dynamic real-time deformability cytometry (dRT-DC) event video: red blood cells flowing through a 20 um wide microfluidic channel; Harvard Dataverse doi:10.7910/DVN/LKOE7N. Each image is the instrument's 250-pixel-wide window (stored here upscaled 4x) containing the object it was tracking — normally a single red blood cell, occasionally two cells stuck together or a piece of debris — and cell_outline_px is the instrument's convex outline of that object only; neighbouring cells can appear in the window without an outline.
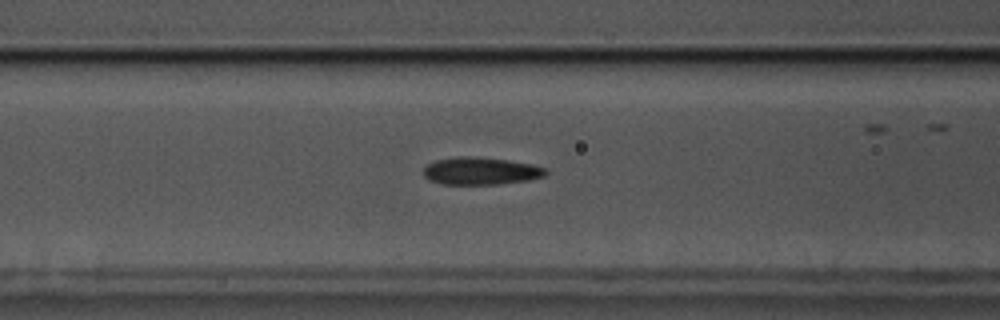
{"species": "common noctule bat (a hibernating species)", "species_latin": "Nyctalus noctula", "temperature_condition": "cold", "stored_images_in_passage": 59, "camera_frame_rate_fps": 3000, "um_per_image_px": 0.085, "animal": {"sex": "male", "body_mass_g": 17.5, "forearm_length_mm": 52.3}, "frame": {"image": 1, "passage_image": 23, "time_ms": 7.333, "image_size_px": [1000, 320], "cell_outline_px": [[548, 172], [544, 176], [528, 180], [496, 184], [444, 184], [428, 180], [424, 176], [424, 168], [428, 164], [436, 160], [456, 156], [476, 156], [508, 160], [532, 164], [548, 168]], "centroid_in_image_um": [40.87, 14.52], "position_along_channel_um": 125.7, "area_um2": 19.65}}
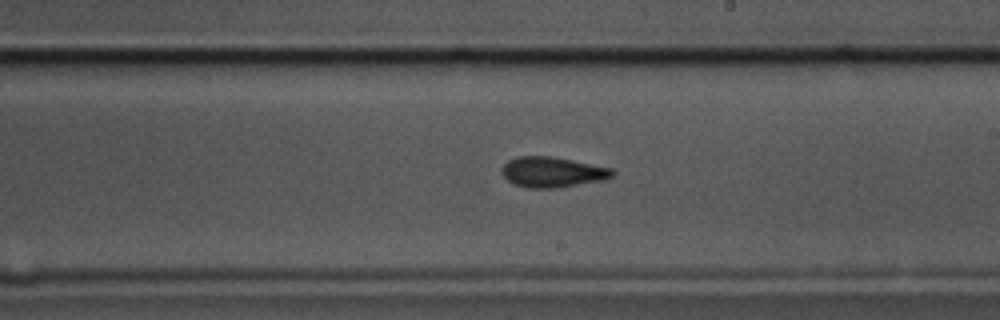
{"frame": {"image": 2, "passage_image": 33, "time_ms": 10.667, "image_size_px": [1000, 320], "cell_outline_px": [[616, 172], [612, 176], [600, 180], [556, 188], [528, 188], [516, 184], [508, 180], [500, 172], [500, 168], [508, 160], [516, 156], [552, 156], [612, 168]], "centroid_in_image_um": [46.91, 14.61], "position_along_channel_um": 242.1, "area_um2": 19.48}}
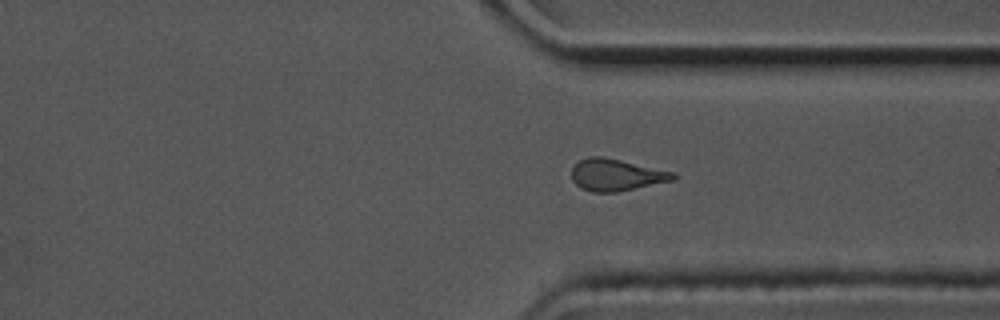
{"frame": {"image": 3, "passage_image": 43, "time_ms": 14.0, "image_size_px": [1000, 320], "cell_outline_px": [[680, 176], [676, 180], [616, 192], [592, 192], [580, 188], [572, 180], [572, 168], [580, 160], [588, 156], [604, 156], [676, 172]], "centroid_in_image_um": [52.43, 14.86], "position_along_channel_um": 359.0, "area_um2": 19.19}, "authors_computed_cell_mechanics": {"area_um2": 19.1896, "velocity_mm_per_s": 3.4958, "shape_relaxation_time_tau1_ms": 2.8542, "shape_relaxation_time_tau2_ms": 3.3217, "deformation_change_tau1": 0.1159, "deformation_change_tau2": 0.1251}}